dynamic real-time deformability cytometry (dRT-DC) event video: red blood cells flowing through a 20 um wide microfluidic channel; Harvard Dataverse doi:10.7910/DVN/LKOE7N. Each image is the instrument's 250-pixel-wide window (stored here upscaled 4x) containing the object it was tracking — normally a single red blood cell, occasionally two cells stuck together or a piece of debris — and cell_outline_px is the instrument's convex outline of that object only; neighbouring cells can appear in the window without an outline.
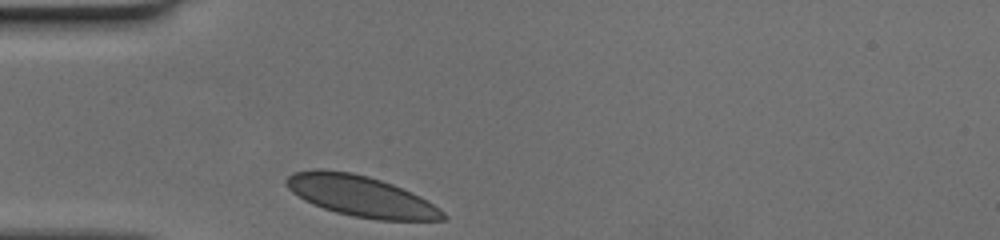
{"species": "human", "species_latin": "Homo sapiens", "temperature_condition": "cold", "stored_images_in_passage": 26, "camera_frame_rate_fps": 3000, "um_per_image_px": 0.085, "donor": {"sex": "female"}, "frame": {"image": 1, "passage_image": 1, "time_ms": 0.0, "image_size_px": [1000, 240], "cell_outline_px": [[448, 216], [444, 220], [376, 220], [352, 216], [336, 212], [312, 204], [304, 200], [292, 192], [284, 184], [284, 180], [292, 172], [316, 168], [320, 168], [352, 172], [368, 176], [392, 184], [412, 192], [428, 200], [440, 208]], "centroid_in_image_um": [30.66, 16.66], "position_along_channel_um": 54.3, "area_um2": 37.63}}
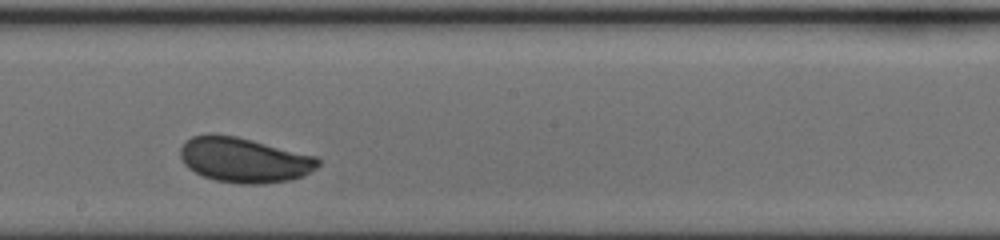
{"frame": {"image": 2, "passage_image": 15, "time_ms": 4.667, "image_size_px": [1000, 240], "cell_outline_px": [[320, 164], [316, 168], [304, 176], [292, 180], [264, 184], [240, 184], [216, 180], [204, 176], [188, 168], [184, 164], [180, 156], [180, 148], [184, 140], [192, 136], [208, 132], [212, 132], [236, 136], [316, 156], [320, 160]], "centroid_in_image_um": [20.73, 13.58], "position_along_channel_um": 227.5, "area_um2": 36.53}}
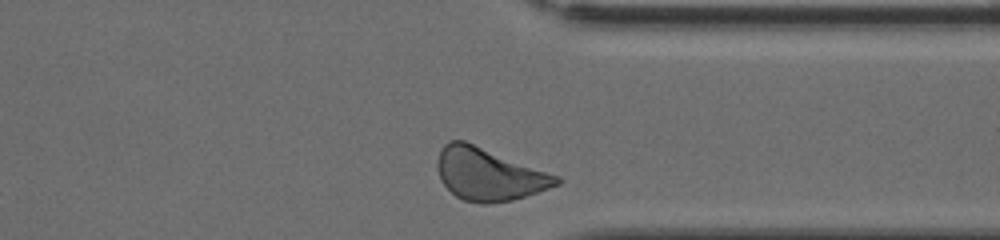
{"frame": {"image": 3, "passage_image": 26, "time_ms": 8.333, "image_size_px": [1000, 240], "cell_outline_px": [[560, 184], [512, 200], [488, 204], [480, 204], [464, 200], [456, 196], [440, 180], [436, 164], [440, 148], [448, 140], [464, 140], [560, 176]], "centroid_in_image_um": [41.52, 14.8], "position_along_channel_um": 369.9, "area_um2": 36.3}}